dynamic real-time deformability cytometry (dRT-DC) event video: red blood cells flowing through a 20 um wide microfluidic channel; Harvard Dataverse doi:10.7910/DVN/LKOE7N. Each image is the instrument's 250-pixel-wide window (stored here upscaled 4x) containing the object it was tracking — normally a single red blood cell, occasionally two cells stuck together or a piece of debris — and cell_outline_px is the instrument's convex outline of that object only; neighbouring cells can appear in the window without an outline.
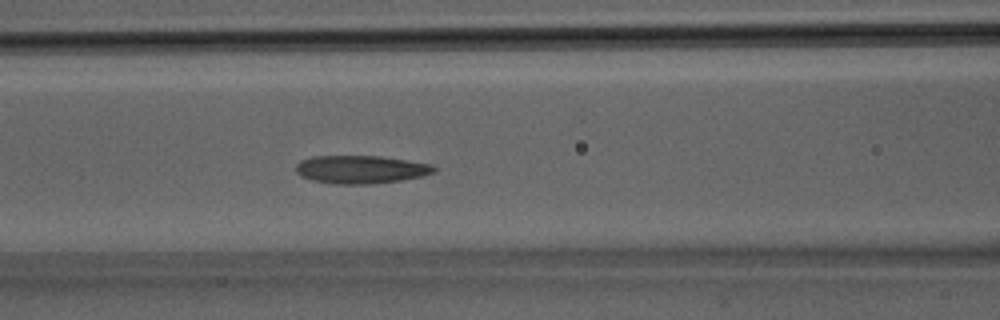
{"species": "Egyptian fruit bat (a non-hibernating species)", "species_latin": "Rousettus aegyptiacus", "temperature_condition": "room temperature", "stored_images_in_passage": 33, "camera_frame_rate_fps": 3000, "um_per_image_px": 0.085, "animal": {"sex": "male"}, "frame": {"image": 1, "passage_image": 14, "time_ms": 4.333, "image_size_px": [1000, 320], "cell_outline_px": [[436, 172], [424, 176], [400, 180], [368, 184], [336, 184], [312, 180], [300, 176], [296, 172], [296, 164], [300, 160], [312, 156], [380, 156], [408, 160], [432, 164], [436, 168]], "centroid_in_image_um": [30.67, 14.4], "position_along_channel_um": 135.9, "area_um2": 22.72}}
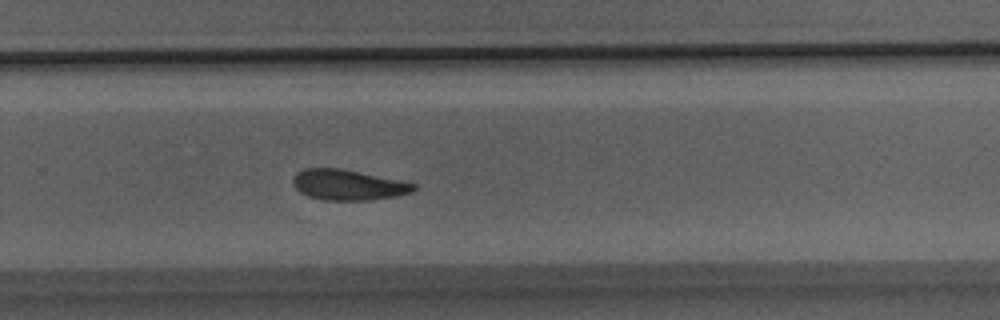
{"frame": {"image": 2, "passage_image": 22, "time_ms": 7.0, "image_size_px": [1000, 320], "cell_outline_px": [[416, 188], [412, 192], [396, 196], [372, 200], [324, 200], [308, 196], [300, 192], [292, 184], [292, 176], [296, 172], [304, 168], [340, 168], [404, 180], [416, 184]], "centroid_in_image_um": [29.59, 15.7], "position_along_channel_um": 300.2, "area_um2": 21.79}}
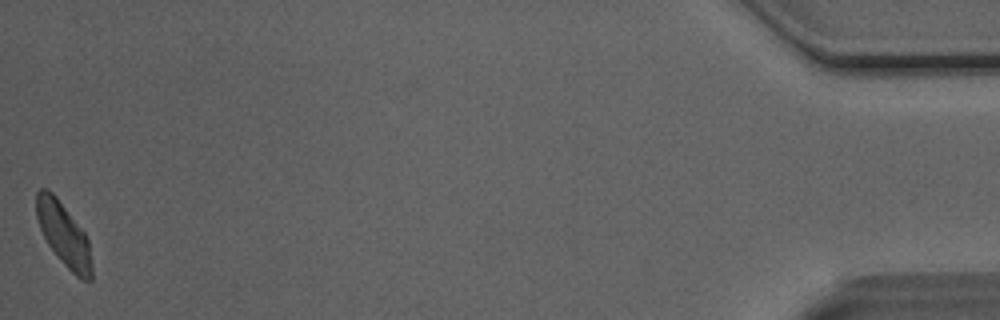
{"frame": {"image": 3, "passage_image": 33, "time_ms": 10.667, "image_size_px": [1000, 320], "cell_outline_px": [[92, 280], [80, 280], [56, 256], [48, 244], [40, 228], [36, 216], [36, 192], [40, 188], [48, 188], [56, 196], [84, 232], [88, 240], [92, 264]], "centroid_in_image_um": [5.41, 19.93], "position_along_channel_um": 429.8, "area_um2": 20.4}}